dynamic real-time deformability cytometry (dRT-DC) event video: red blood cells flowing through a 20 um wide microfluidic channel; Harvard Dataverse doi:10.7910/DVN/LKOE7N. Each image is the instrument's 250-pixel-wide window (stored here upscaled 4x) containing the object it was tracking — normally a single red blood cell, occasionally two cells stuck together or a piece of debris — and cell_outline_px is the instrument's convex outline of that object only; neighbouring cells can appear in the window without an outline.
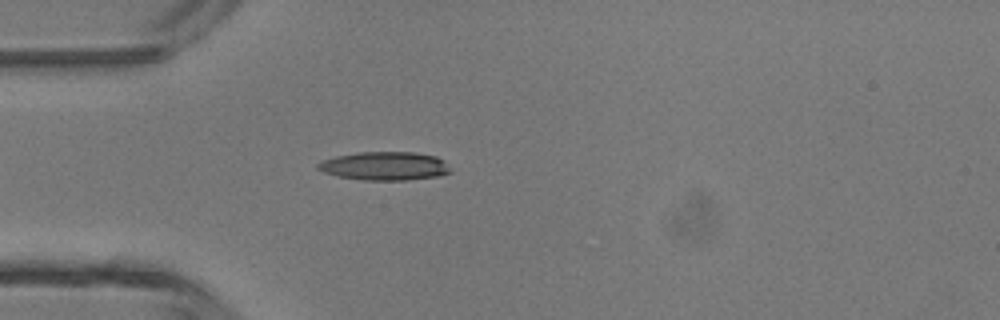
{"species": "common noctule bat (a hibernating species)", "species_latin": "Nyctalus noctula", "temperature_condition": "room temperature", "stored_images_in_passage": 3, "camera_frame_rate_fps": 3000, "um_per_image_px": 0.085, "animal": {"sex": "male", "body_mass_g": 13.3}, "frame": {"image": 1, "passage_image": 3, "time_ms": 0.667, "image_size_px": [1000, 320], "cell_outline_px": [[452, 172], [440, 176], [408, 180], [364, 180], [340, 176], [324, 172], [316, 168], [316, 164], [324, 160], [336, 156], [360, 152], [412, 152], [436, 156], [444, 160]], "centroid_in_image_um": [32.74, 14.11], "position_along_channel_um": 52.3, "area_um2": 21.96}}